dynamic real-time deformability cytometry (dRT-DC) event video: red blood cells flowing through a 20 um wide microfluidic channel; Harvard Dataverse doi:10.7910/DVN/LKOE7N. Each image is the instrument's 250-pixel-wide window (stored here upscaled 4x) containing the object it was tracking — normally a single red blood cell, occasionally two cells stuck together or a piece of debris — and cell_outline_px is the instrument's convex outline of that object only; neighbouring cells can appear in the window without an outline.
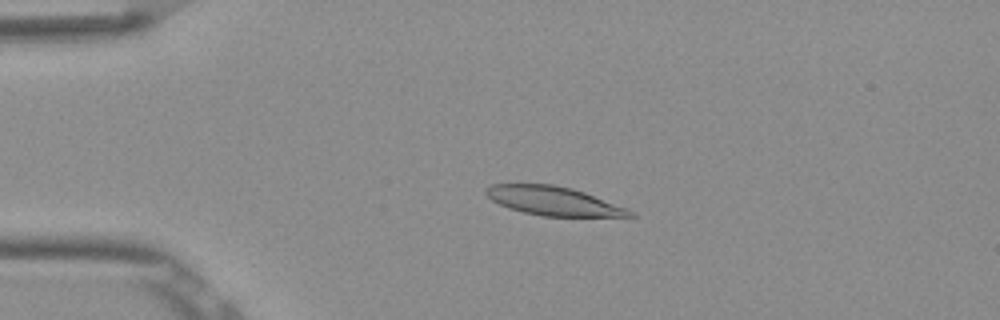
{"species": "Egyptian fruit bat (a non-hibernating species)", "species_latin": "Rousettus aegyptiacus", "temperature_condition": "room temperature", "stored_images_in_passage": 53, "camera_frame_rate_fps": 3000, "um_per_image_px": 0.085, "frame": {"image": 1, "passage_image": 12, "time_ms": 3.667, "image_size_px": [1000, 320], "cell_outline_px": [[636, 216], [544, 216], [524, 212], [508, 208], [492, 200], [484, 192], [484, 188], [492, 184], [552, 184], [572, 188], [584, 192], [628, 208], [636, 212]], "centroid_in_image_um": [47.05, 17.07], "position_along_channel_um": 38.0, "area_um2": 24.1}}
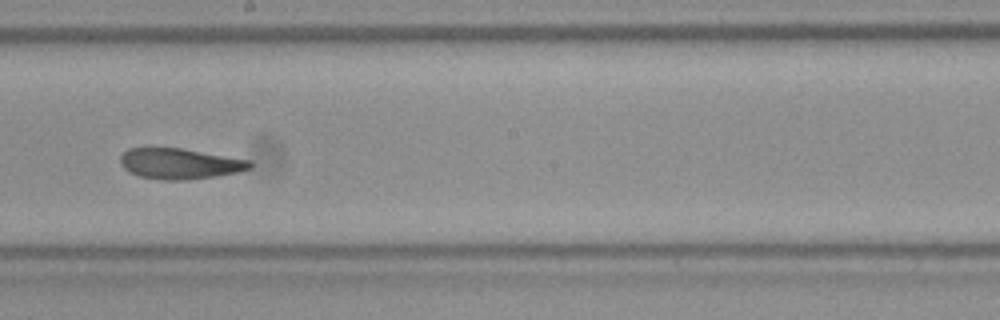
{"frame": {"image": 2, "passage_image": 30, "time_ms": 9.667, "image_size_px": [1000, 320], "cell_outline_px": [[252, 168], [236, 172], [216, 176], [184, 180], [164, 180], [140, 176], [128, 172], [120, 164], [120, 156], [128, 148], [180, 148], [252, 160]], "centroid_in_image_um": [15.28, 13.91], "position_along_channel_um": 232.9, "area_um2": 23.12}}
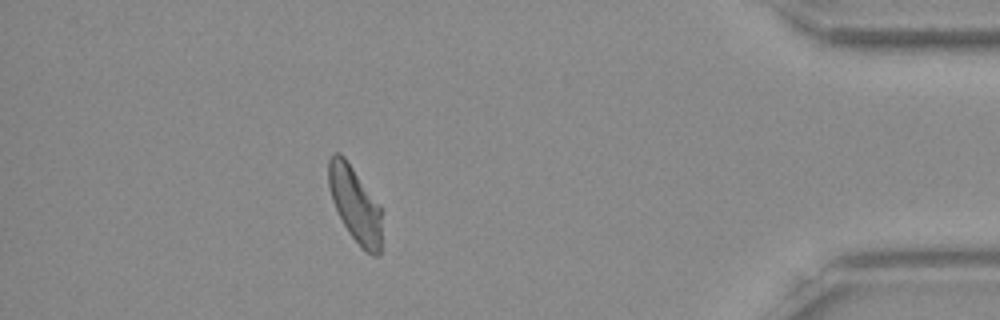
{"frame": {"image": 3, "passage_image": 47, "time_ms": 15.333, "image_size_px": [1000, 320], "cell_outline_px": [[380, 256], [372, 256], [360, 248], [348, 232], [332, 200], [328, 188], [328, 160], [332, 152], [340, 152], [344, 156], [380, 204]], "centroid_in_image_um": [30.16, 17.35], "position_along_channel_um": 405.0, "area_um2": 23.47}, "authors_computed_cell_mechanics": {"area_um2": 24.3916, "velocity_mm_per_s": 3.8518, "shape_relaxation_time_tau1_ms": null, "shape_relaxation_time_tau2_ms": 1.9073, "deformation_change_tau1": null, "deformation_change_tau2": 0.0838}}